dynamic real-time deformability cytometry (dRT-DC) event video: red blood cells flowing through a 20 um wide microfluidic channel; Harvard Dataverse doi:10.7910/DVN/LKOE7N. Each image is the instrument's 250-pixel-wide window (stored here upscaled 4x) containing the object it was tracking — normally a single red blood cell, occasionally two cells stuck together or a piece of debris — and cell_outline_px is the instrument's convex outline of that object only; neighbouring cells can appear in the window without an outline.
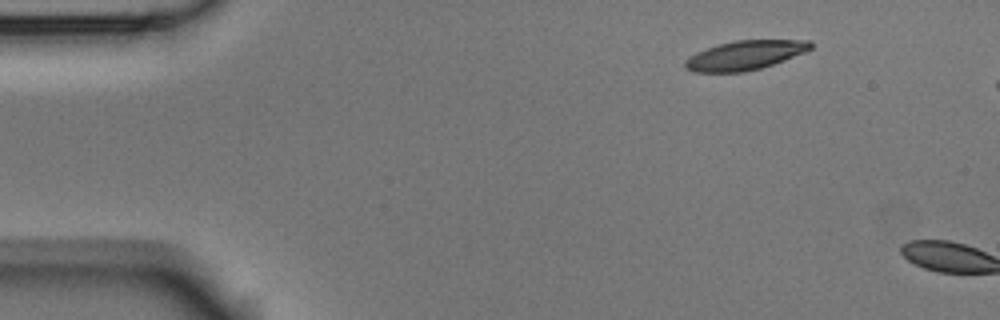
{"species": "Egyptian fruit bat (a non-hibernating species)", "species_latin": "Rousettus aegyptiacus", "temperature_condition": "room temperature", "stored_images_in_passage": 2, "camera_frame_rate_fps": 3000, "um_per_image_px": 0.085, "animal": {"sex": "male"}, "frame": {"image": 1, "passage_image": 2, "time_ms": 0.333, "image_size_px": [1000, 320], "cell_outline_px": [[812, 48], [804, 52], [784, 60], [760, 68], [744, 72], [696, 72], [684, 68], [684, 60], [688, 56], [696, 52], [716, 44], [736, 40], [812, 40]], "centroid_in_image_um": [63.28, 4.69], "position_along_channel_um": 21.7, "area_um2": 21.44}}